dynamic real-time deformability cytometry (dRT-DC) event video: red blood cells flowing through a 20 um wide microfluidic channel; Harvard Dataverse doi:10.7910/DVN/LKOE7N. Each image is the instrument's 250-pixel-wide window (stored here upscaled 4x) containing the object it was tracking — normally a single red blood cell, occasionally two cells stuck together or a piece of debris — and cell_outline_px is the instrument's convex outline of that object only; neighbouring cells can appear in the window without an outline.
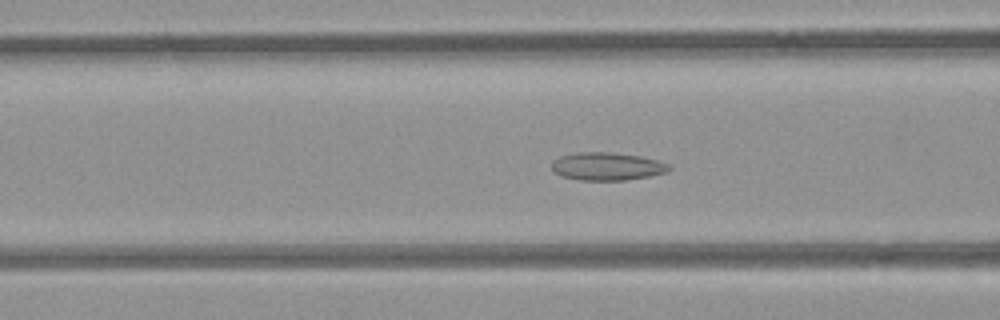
{"species": "common noctule bat (a hibernating species)", "species_latin": "Nyctalus noctula", "temperature_condition": "room temperature", "stored_images_in_passage": 52, "camera_frame_rate_fps": 3000, "um_per_image_px": 0.085, "animal": {"sex": "female", "body_mass_g": 21.9}, "frame": {"image": 1, "passage_image": 20, "time_ms": 6.333, "image_size_px": [1000, 320], "cell_outline_px": [[672, 168], [668, 172], [648, 176], [624, 180], [580, 180], [560, 176], [552, 172], [552, 160], [560, 156], [580, 152], [612, 152], [640, 156], [656, 160], [668, 164]], "centroid_in_image_um": [51.57, 14.14], "position_along_channel_um": 115.0, "area_um2": 19.13}}
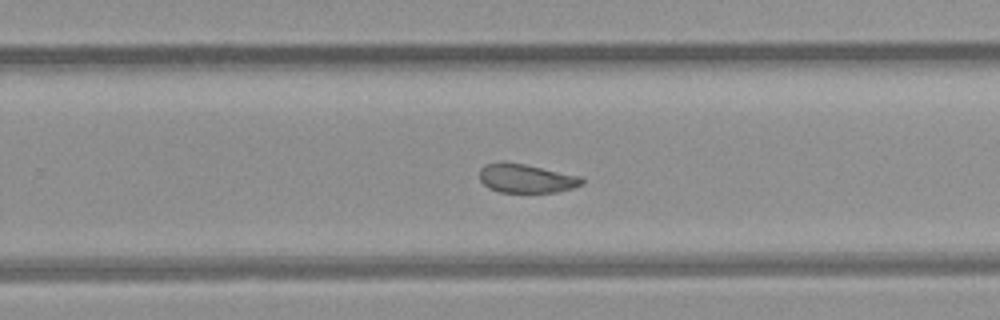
{"frame": {"image": 2, "passage_image": 33, "time_ms": 10.667, "image_size_px": [1000, 320], "cell_outline_px": [[584, 184], [572, 188], [556, 192], [500, 192], [488, 188], [480, 180], [480, 168], [484, 164], [496, 160], [504, 160], [584, 176]], "centroid_in_image_um": [44.72, 15.13], "position_along_channel_um": 285.1, "area_um2": 17.69}}
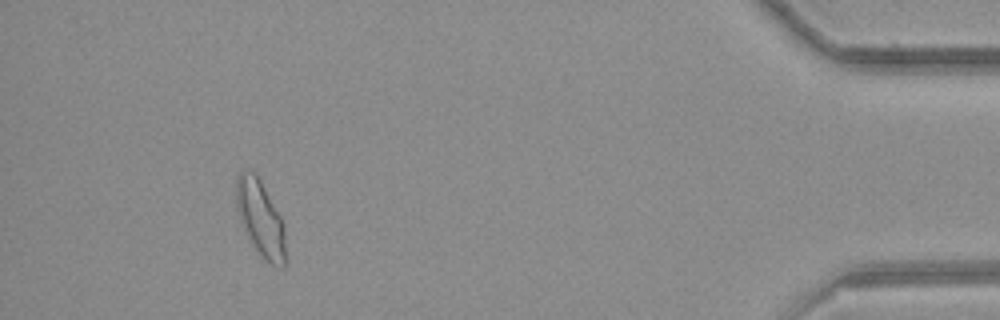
{"frame": {"image": 3, "passage_image": 48, "time_ms": 15.667, "image_size_px": [1000, 320], "cell_outline_px": [[284, 268], [280, 268], [260, 260], [240, 220], [236, 204], [236, 176], [244, 168], [256, 172], [280, 216], [284, 224]], "centroid_in_image_um": [22.11, 18.57], "position_along_channel_um": 413.1, "area_um2": 22.02}, "authors_computed_cell_mechanics": {"area_um2": 19.5942, "velocity_mm_per_s": 3.927, "shape_relaxation_time_tau1_ms": null, "shape_relaxation_time_tau2_ms": 3.1831, "deformation_change_tau1": null, "deformation_change_tau2": 0.0895}}